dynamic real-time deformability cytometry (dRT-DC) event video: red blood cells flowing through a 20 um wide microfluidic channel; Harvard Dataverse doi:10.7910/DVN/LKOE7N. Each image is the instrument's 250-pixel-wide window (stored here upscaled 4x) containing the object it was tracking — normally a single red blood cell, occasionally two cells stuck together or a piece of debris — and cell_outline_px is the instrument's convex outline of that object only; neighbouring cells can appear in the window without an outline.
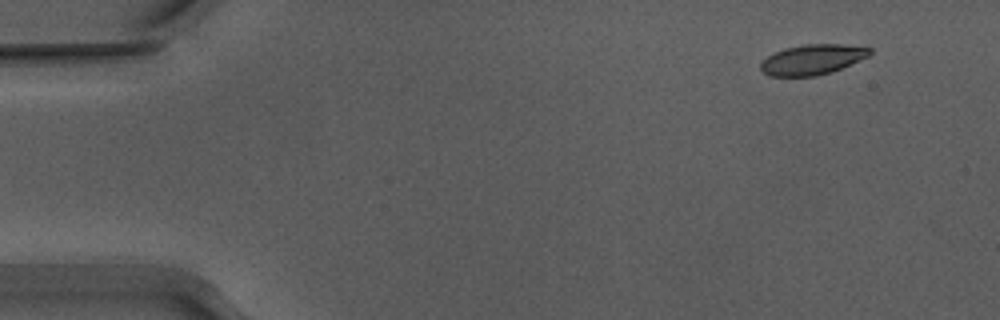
{"species": "Egyptian fruit bat (a non-hibernating species)", "species_latin": "Rousettus aegyptiacus", "temperature_condition": "warm", "stored_images_in_passage": 51, "segment_of_instrument_passage": [1, 2], "camera_frame_rate_fps": 3000, "um_per_image_px": 0.085, "animal": {"sex": "male"}, "frame": {"image": 1, "passage_image": 1, "time_ms": 0.0, "image_size_px": [1000, 320], "cell_outline_px": [[872, 52], [868, 56], [832, 72], [816, 76], [772, 76], [764, 72], [760, 68], [760, 64], [768, 56], [784, 48], [804, 44], [840, 44], [872, 48]], "centroid_in_image_um": [69.06, 5.06], "position_along_channel_um": 15.9, "area_um2": 19.02}}
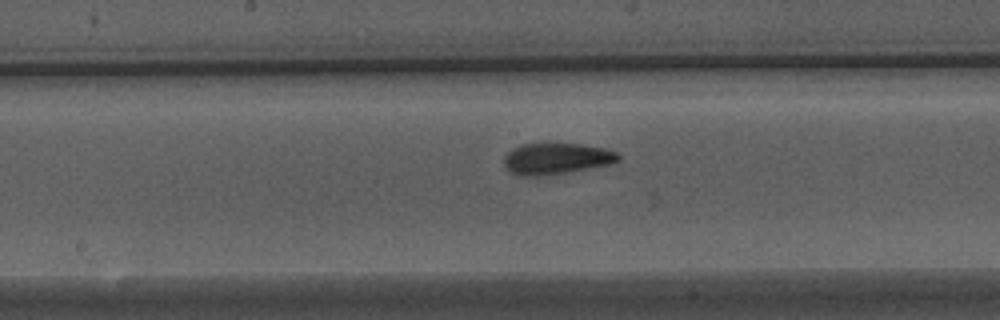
{"frame": {"image": 2, "passage_image": 24, "time_ms": 7.667, "image_size_px": [1000, 320], "cell_outline_px": [[620, 160], [612, 164], [568, 172], [544, 176], [520, 176], [512, 172], [504, 164], [504, 156], [512, 148], [520, 144], [580, 144], [608, 148], [616, 152], [620, 156]], "centroid_in_image_um": [47.32, 13.48], "position_along_channel_um": 200.9, "area_um2": 20.92}}
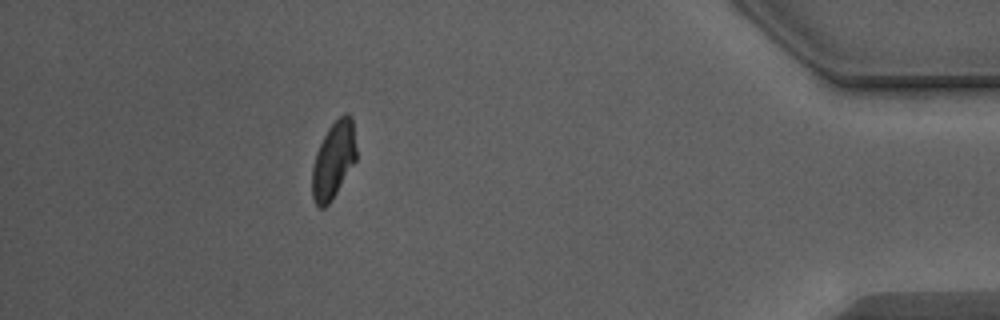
{"frame": {"image": 3, "passage_image": 44, "time_ms": 14.333, "image_size_px": [1000, 320], "cell_outline_px": [[356, 160], [336, 192], [328, 204], [324, 208], [320, 208], [316, 204], [312, 196], [312, 168], [316, 152], [328, 128], [344, 112], [348, 112], [352, 116], [356, 148]], "centroid_in_image_um": [28.35, 13.58], "position_along_channel_um": 406.9, "area_um2": 19.59}}